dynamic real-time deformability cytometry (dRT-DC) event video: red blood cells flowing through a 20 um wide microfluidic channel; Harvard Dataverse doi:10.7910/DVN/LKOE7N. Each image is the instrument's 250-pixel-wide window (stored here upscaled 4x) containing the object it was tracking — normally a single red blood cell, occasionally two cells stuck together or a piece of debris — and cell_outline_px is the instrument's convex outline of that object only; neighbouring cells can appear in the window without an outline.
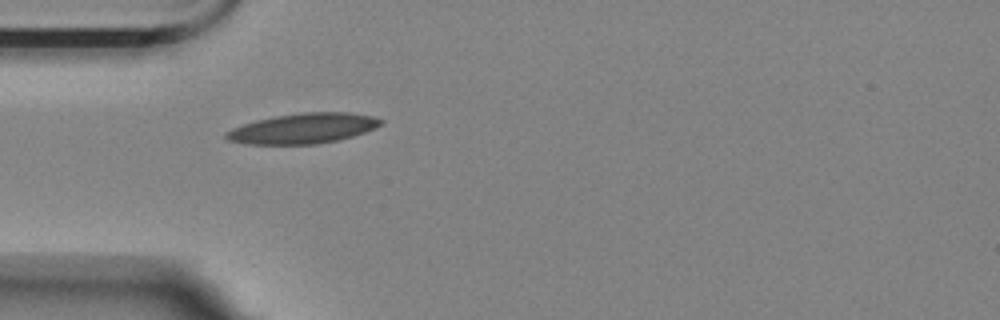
{"species": "Egyptian fruit bat (a non-hibernating species)", "species_latin": "Rousettus aegyptiacus", "temperature_condition": "room temperature", "stored_images_in_passage": 35, "camera_frame_rate_fps": 3000, "um_per_image_px": 0.085, "animal": {"sex": "female"}, "frame": {"image": 1, "passage_image": 1, "time_ms": 0.0, "image_size_px": [1000, 320], "cell_outline_px": [[384, 124], [376, 128], [352, 136], [336, 140], [316, 144], [248, 144], [228, 140], [224, 136], [224, 132], [232, 128], [256, 120], [276, 116], [300, 112], [348, 112], [372, 116], [384, 120]], "centroid_in_image_um": [25.77, 10.91], "position_along_channel_um": 59.2, "area_um2": 27.22}}
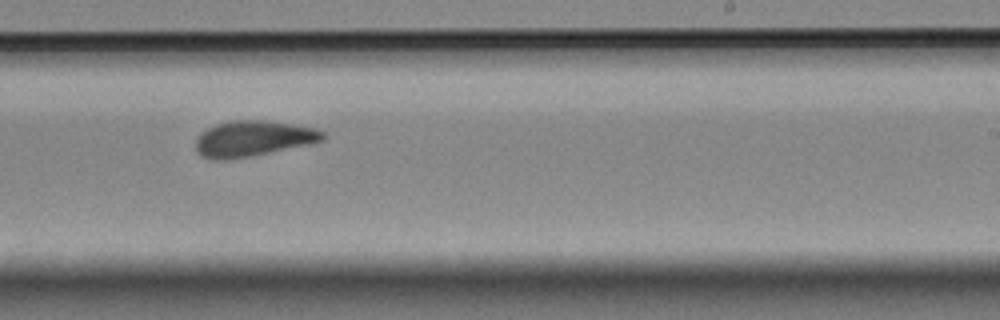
{"frame": {"image": 2, "passage_image": 19, "time_ms": 6.0, "image_size_px": [1000, 320], "cell_outline_px": [[328, 136], [324, 140], [308, 144], [252, 156], [228, 160], [208, 160], [200, 156], [196, 152], [196, 140], [200, 132], [216, 124], [232, 120], [264, 120], [292, 124], [316, 128], [324, 132]], "centroid_in_image_um": [21.48, 11.79], "position_along_channel_um": 267.5, "area_um2": 26.7}}
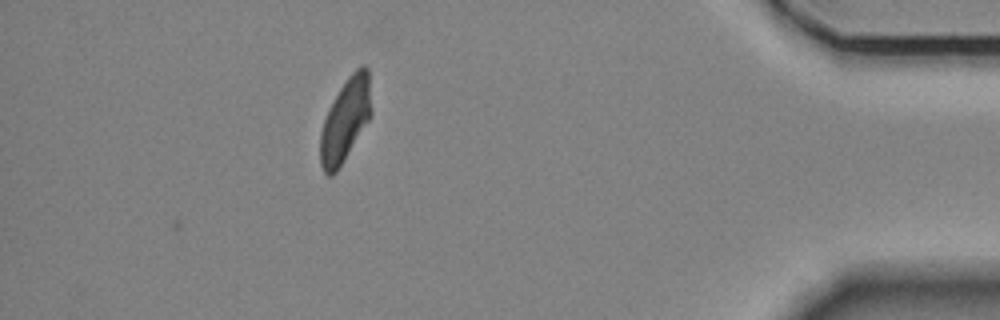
{"frame": {"image": 3, "passage_image": 35, "time_ms": 11.333, "image_size_px": [1000, 320], "cell_outline_px": [[372, 116], [340, 168], [332, 176], [328, 176], [324, 172], [320, 164], [320, 132], [324, 120], [340, 88], [348, 76], [360, 64], [364, 64], [368, 68], [372, 112]], "centroid_in_image_um": [29.38, 10.22], "position_along_channel_um": 405.8, "area_um2": 24.91}, "authors_computed_cell_mechanics": {"area_um2": 25.8944, "velocity_mm_per_s": 3.5041, "shape_relaxation_time_tau1_ms": 9.0144, "shape_relaxation_time_tau2_ms": 3.2581, "deformation_change_tau1": 0.2071, "deformation_change_tau2": 0.0972}}